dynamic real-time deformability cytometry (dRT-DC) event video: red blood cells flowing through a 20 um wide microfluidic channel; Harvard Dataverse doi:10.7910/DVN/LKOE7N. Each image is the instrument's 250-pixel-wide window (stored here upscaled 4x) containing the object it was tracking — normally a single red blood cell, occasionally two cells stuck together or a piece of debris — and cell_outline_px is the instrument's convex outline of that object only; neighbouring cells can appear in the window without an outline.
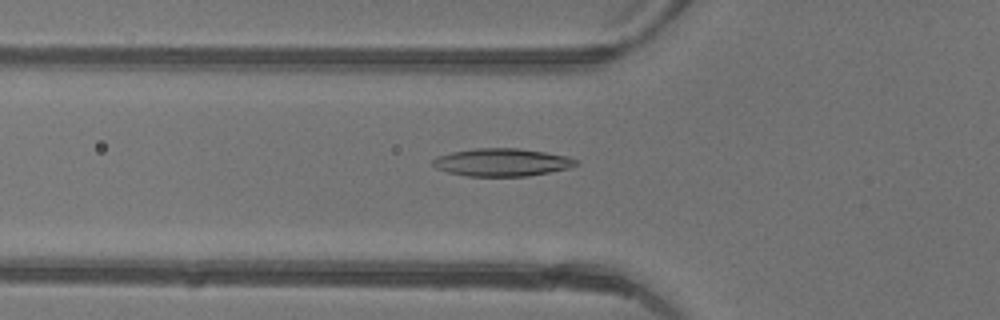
{"species": "common noctule bat (a hibernating species)", "species_latin": "Nyctalus noctula", "temperature_condition": "warm", "stored_images_in_passage": 47, "camera_frame_rate_fps": 3000, "um_per_image_px": 0.085, "animal": {"sex": "female"}, "frame": {"image": 1, "passage_image": 17, "time_ms": 5.333, "image_size_px": [1000, 320], "cell_outline_px": [[580, 164], [568, 168], [528, 176], [468, 176], [448, 172], [436, 168], [432, 164], [432, 160], [436, 156], [452, 152], [476, 148], [520, 148], [568, 156], [580, 160]], "centroid_in_image_um": [42.68, 13.79], "position_along_channel_um": 83.1, "area_um2": 23.24}}
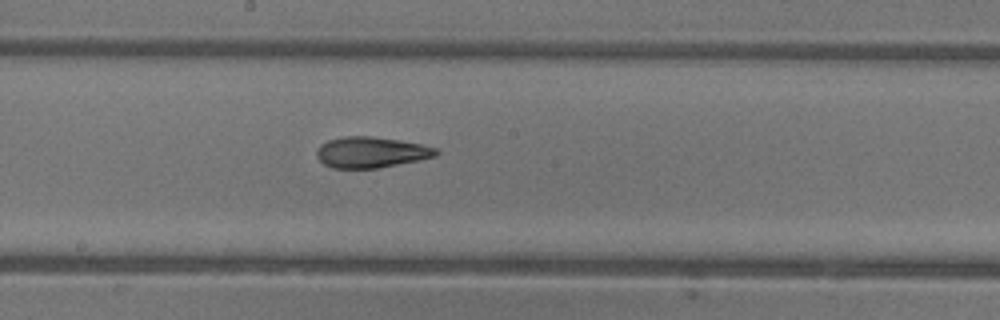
{"frame": {"image": 2, "passage_image": 26, "time_ms": 8.333, "image_size_px": [1000, 320], "cell_outline_px": [[440, 152], [436, 156], [420, 160], [376, 168], [332, 168], [324, 164], [316, 156], [316, 152], [320, 144], [328, 140], [344, 136], [372, 136], [400, 140], [424, 144], [436, 148]], "centroid_in_image_um": [31.56, 12.93], "position_along_channel_um": 216.6, "area_um2": 21.62}}
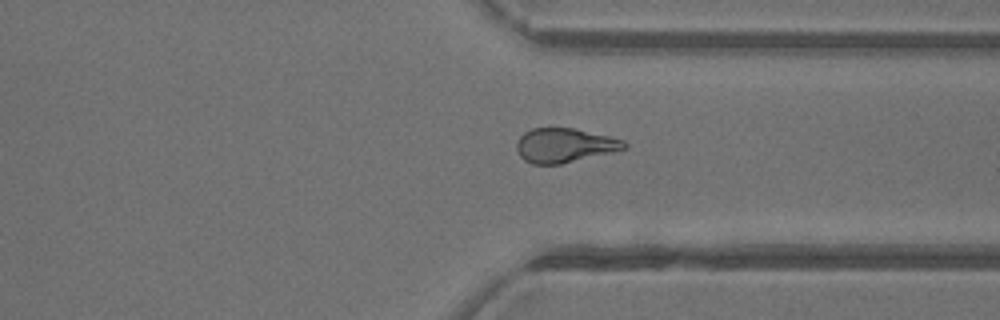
{"frame": {"image": 3, "passage_image": 36, "time_ms": 11.667, "image_size_px": [1000, 320], "cell_outline_px": [[628, 148], [612, 152], [560, 164], [532, 164], [524, 160], [520, 156], [516, 148], [516, 144], [520, 136], [524, 132], [532, 128], [576, 128], [624, 140], [628, 144]], "centroid_in_image_um": [47.98, 12.35], "position_along_channel_um": 363.4, "area_um2": 21.5}, "authors_computed_cell_mechanics": {"area_um2": 21.8484, "velocity_mm_per_s": 4.4251, "shape_relaxation_time_tau1_ms": 9.9904, "shape_relaxation_time_tau2_ms": 2.6955, "deformation_change_tau1": 0.2785, "deformation_change_tau2": 0.1087}}